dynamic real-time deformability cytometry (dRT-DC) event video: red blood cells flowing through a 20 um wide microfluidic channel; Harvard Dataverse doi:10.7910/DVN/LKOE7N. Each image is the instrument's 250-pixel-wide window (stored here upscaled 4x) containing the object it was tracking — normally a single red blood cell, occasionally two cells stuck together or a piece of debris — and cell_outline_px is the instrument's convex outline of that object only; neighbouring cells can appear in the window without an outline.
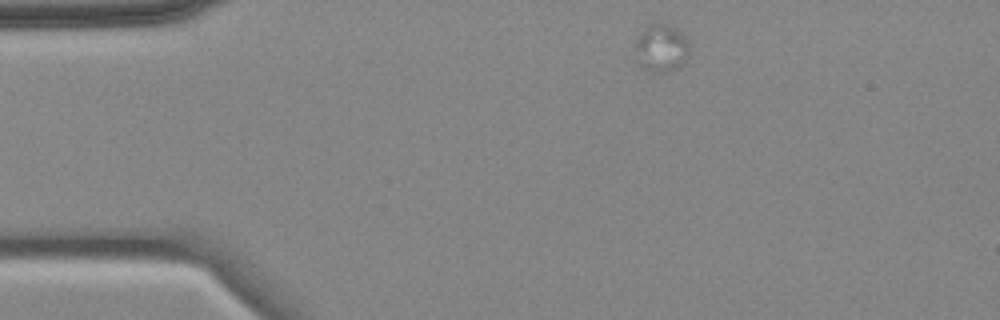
{"species": "common noctule bat (a hibernating species)", "species_latin": "Nyctalus noctula", "temperature_condition": "cold", "stored_images_in_passage": 5, "camera_frame_rate_fps": 3000, "um_per_image_px": 0.085, "animal": {"sex": "female", "body_mass_g": 18.4}, "frame": {"image": 1, "passage_image": 1, "time_ms": 0.0, "image_size_px": [1000, 320], "cell_outline_px": [[688, 56], [676, 68], [668, 72], [660, 72], [644, 68], [636, 64], [636, 40], [640, 32], [652, 20], [668, 24], [676, 28], [688, 40]], "centroid_in_image_um": [56.17, 4.03], "position_along_channel_um": 28.8, "area_um2": 15.2}}